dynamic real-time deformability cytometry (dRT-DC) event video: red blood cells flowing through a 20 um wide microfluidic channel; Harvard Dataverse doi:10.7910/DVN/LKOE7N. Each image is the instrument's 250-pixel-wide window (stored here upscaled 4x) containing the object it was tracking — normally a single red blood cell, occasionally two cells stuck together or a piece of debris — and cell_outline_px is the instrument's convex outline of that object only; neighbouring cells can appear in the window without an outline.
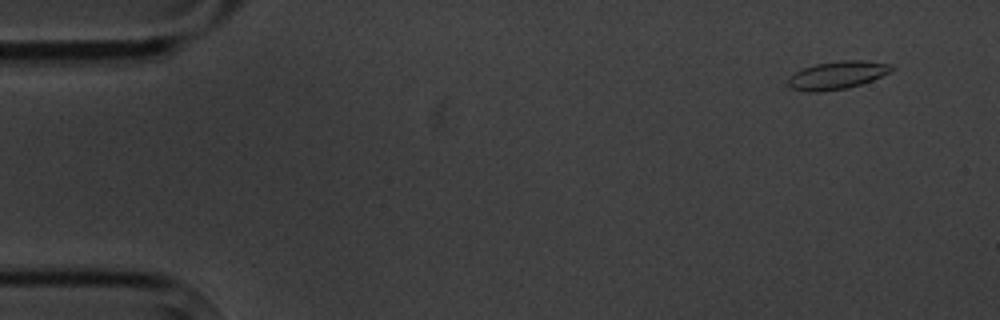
{"species": "common noctule bat (a hibernating species)", "species_latin": "Nyctalus noctula", "temperature_condition": "cold", "stored_images_in_passage": 2, "camera_frame_rate_fps": 3000, "um_per_image_px": 0.085, "animal": {"sex": "male", "body_mass_g": 20.1, "forearm_length_mm": 53.5}, "frame": {"image": 1, "passage_image": 2, "time_ms": 1.333, "image_size_px": [1000, 320], "cell_outline_px": [[896, 68], [872, 80], [860, 84], [844, 88], [816, 92], [808, 92], [792, 88], [788, 84], [788, 80], [796, 72], [804, 68], [816, 64], [840, 60], [864, 60], [892, 64]], "centroid_in_image_um": [71.2, 6.37], "position_along_channel_um": 13.8, "area_um2": 16.53}}